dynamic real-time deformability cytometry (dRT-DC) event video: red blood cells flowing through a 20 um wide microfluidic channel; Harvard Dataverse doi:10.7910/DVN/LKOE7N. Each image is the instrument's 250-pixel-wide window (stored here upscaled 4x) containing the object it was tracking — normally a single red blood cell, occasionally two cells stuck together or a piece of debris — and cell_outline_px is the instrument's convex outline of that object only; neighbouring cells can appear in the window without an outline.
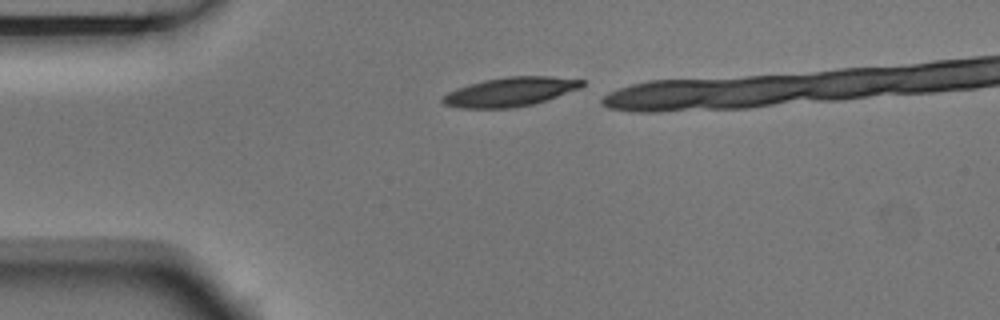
{"species": "Egyptian fruit bat (a non-hibernating species)", "species_latin": "Rousettus aegyptiacus", "temperature_condition": "room temperature", "stored_images_in_passage": 5, "camera_frame_rate_fps": 3000, "um_per_image_px": 0.085, "animal": {"sex": "male"}, "frame": {"image": 1, "passage_image": 1, "time_ms": 0.0, "image_size_px": [1000, 320], "cell_outline_px": [[584, 84], [580, 88], [532, 104], [512, 108], [460, 108], [444, 104], [440, 100], [448, 92], [456, 88], [468, 84], [484, 80], [508, 76], [548, 76], [584, 80]], "centroid_in_image_um": [43.32, 7.8], "position_along_channel_um": 41.7, "area_um2": 23.41}}